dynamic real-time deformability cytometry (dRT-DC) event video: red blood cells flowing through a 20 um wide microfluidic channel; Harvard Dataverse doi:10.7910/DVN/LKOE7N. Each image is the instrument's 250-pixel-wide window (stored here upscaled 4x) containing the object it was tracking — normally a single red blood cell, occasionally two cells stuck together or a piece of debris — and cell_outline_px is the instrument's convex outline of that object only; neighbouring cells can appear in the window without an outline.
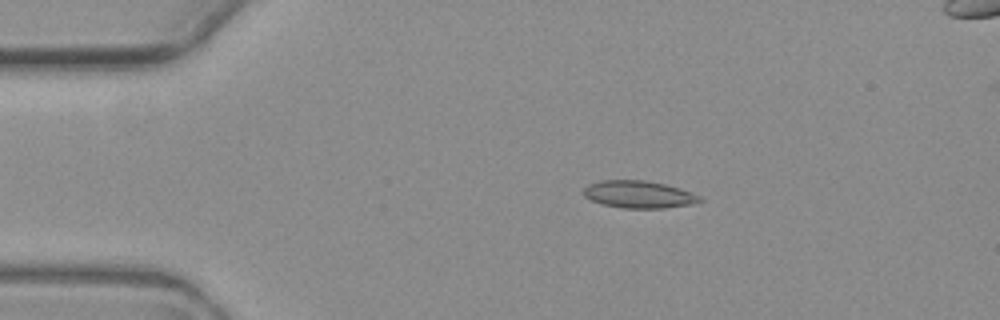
{"species": "common noctule bat (a hibernating species)", "species_latin": "Nyctalus noctula", "temperature_condition": "warm", "stored_images_in_passage": 5, "camera_frame_rate_fps": 3000, "um_per_image_px": 0.085, "animal": {"sex": "female", "body_mass_g": 19.3, "forearm_length_mm": 54.1}, "frame": {"image": 1, "passage_image": 2, "time_ms": 1.333, "image_size_px": [1000, 320], "cell_outline_px": [[704, 200], [692, 204], [664, 208], [620, 208], [604, 204], [592, 200], [584, 196], [584, 188], [588, 184], [600, 180], [644, 180], [664, 184], [680, 188], [700, 196]], "centroid_in_image_um": [54.3, 16.52], "position_along_channel_um": 30.7, "area_um2": 18.44}}
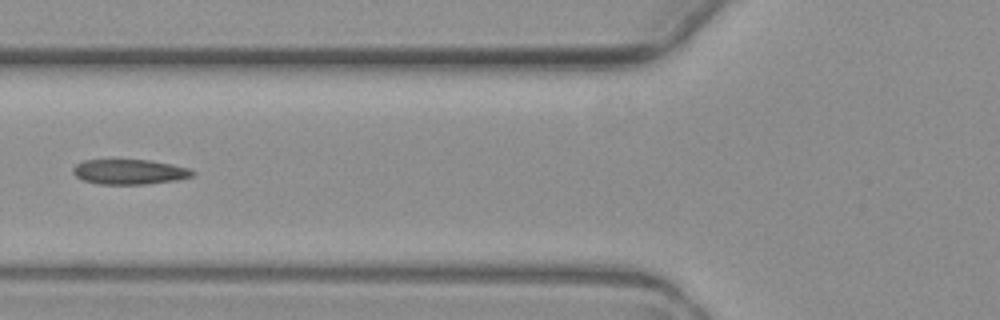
{"frame": {"image": 2, "passage_image": 5, "time_ms": 5.0, "image_size_px": [1000, 320], "cell_outline_px": [[196, 176], [176, 180], [148, 184], [96, 184], [84, 180], [76, 176], [72, 172], [72, 168], [76, 164], [84, 160], [148, 160], [172, 164], [188, 168], [196, 172]], "centroid_in_image_um": [11.03, 14.61], "position_along_channel_um": 114.8, "area_um2": 17.51}}